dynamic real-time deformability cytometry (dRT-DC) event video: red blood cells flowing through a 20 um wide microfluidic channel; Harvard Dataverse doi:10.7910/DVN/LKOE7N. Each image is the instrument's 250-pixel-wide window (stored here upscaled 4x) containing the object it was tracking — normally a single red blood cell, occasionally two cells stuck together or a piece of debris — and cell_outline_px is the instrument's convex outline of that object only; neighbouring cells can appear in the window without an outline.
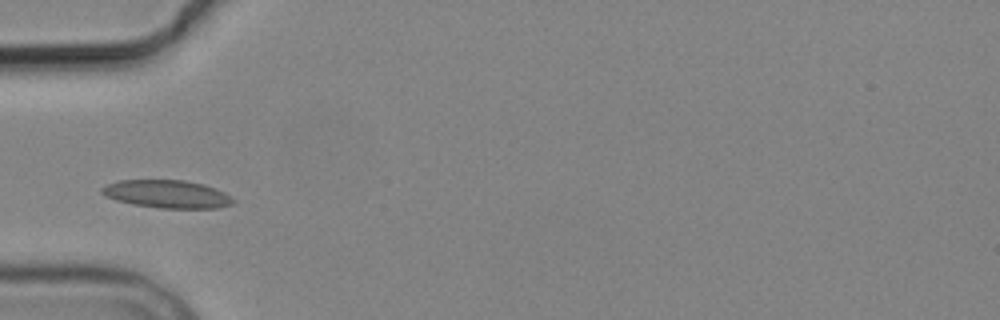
{"species": "common noctule bat (a hibernating species)", "species_latin": "Nyctalus noctula", "temperature_condition": "cold", "stored_images_in_passage": 6, "camera_frame_rate_fps": 3000, "um_per_image_px": 0.085, "animal": {"sex": "male", "body_mass_g": 19.2, "forearm_length_mm": 51.8}, "frame": {"image": 1, "passage_image": 4, "time_ms": 3.333, "image_size_px": [1000, 320], "cell_outline_px": [[236, 200], [232, 204], [216, 208], [160, 208], [132, 204], [116, 200], [100, 192], [100, 188], [108, 184], [120, 180], [184, 180], [204, 184], [216, 188], [224, 192]], "centroid_in_image_um": [14.22, 16.49], "position_along_channel_um": 70.8, "area_um2": 21.33}}
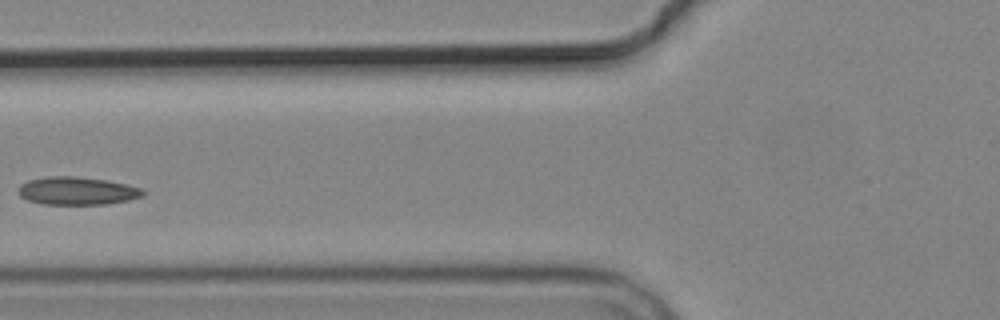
{"frame": {"image": 2, "passage_image": 5, "time_ms": 4.667, "image_size_px": [1000, 320], "cell_outline_px": [[144, 196], [128, 200], [104, 204], [44, 204], [28, 200], [20, 196], [20, 184], [28, 180], [48, 176], [72, 176], [108, 180], [140, 188], [144, 192]], "centroid_in_image_um": [6.55, 16.22], "position_along_channel_um": 119.3, "area_um2": 20.06}}
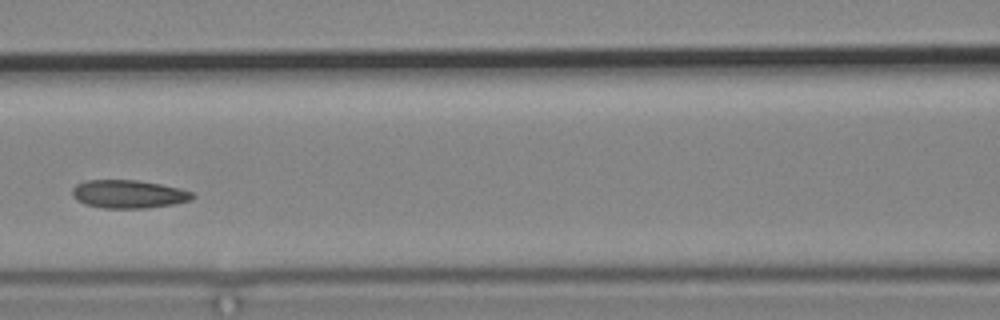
{"frame": {"image": 3, "passage_image": 6, "time_ms": 5.667, "image_size_px": [1000, 320], "cell_outline_px": [[196, 196], [192, 200], [176, 204], [148, 208], [104, 208], [84, 204], [76, 200], [72, 196], [72, 188], [76, 184], [84, 180], [136, 180], [160, 184], [180, 188], [192, 192]], "centroid_in_image_um": [10.93, 16.5], "position_along_channel_um": 155.7, "area_um2": 20.0}}